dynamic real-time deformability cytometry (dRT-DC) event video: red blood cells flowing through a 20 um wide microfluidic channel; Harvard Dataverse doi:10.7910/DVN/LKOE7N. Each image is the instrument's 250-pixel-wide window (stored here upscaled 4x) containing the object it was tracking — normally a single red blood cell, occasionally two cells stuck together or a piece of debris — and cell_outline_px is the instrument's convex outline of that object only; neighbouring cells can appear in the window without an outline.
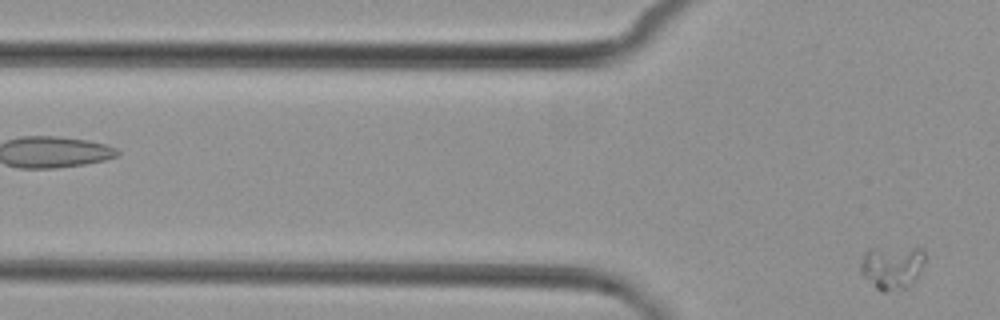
{"species": "common noctule bat (a hibernating species)", "species_latin": "Nyctalus noctula", "temperature_condition": "cold", "stored_images_in_passage": 6, "camera_frame_rate_fps": 3000, "um_per_image_px": 0.085, "animal": {"sex": "female", "body_mass_g": 29.2, "forearm_length_mm": 56.3}, "frame": {"image": 1, "passage_image": 6, "time_ms": 6.667, "image_size_px": [1000, 320], "cell_outline_px": [[924, 264], [912, 288], [884, 292], [876, 288], [860, 272], [860, 264], [864, 252], [868, 248], [924, 248]], "centroid_in_image_um": [75.85, 22.73], "position_along_channel_um": 50.0, "area_um2": 16.7}}